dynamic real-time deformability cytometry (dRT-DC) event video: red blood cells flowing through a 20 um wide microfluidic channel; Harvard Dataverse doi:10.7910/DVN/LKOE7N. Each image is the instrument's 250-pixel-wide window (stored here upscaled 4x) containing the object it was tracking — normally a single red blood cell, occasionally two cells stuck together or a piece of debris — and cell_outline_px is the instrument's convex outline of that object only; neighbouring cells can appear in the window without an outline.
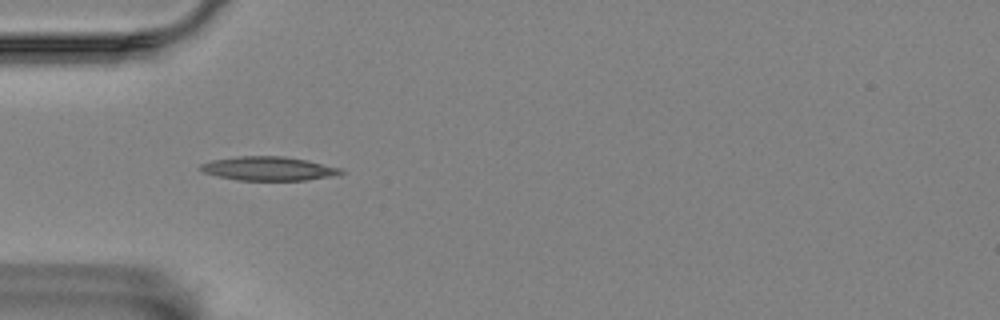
{"species": "Egyptian fruit bat (a non-hibernating species)", "species_latin": "Rousettus aegyptiacus", "temperature_condition": "room temperature", "stored_images_in_passage": 2, "camera_frame_rate_fps": 3000, "um_per_image_px": 0.085, "animal": {"sex": "female"}, "frame": {"image": 1, "passage_image": 1, "time_ms": 0.0, "image_size_px": [1000, 320], "cell_outline_px": [[344, 172], [328, 176], [304, 180], [236, 180], [204, 172], [200, 168], [200, 164], [212, 160], [240, 156], [284, 156], [308, 160], [340, 168]], "centroid_in_image_um": [22.8, 14.32], "position_along_channel_um": 62.2, "area_um2": 19.19}}
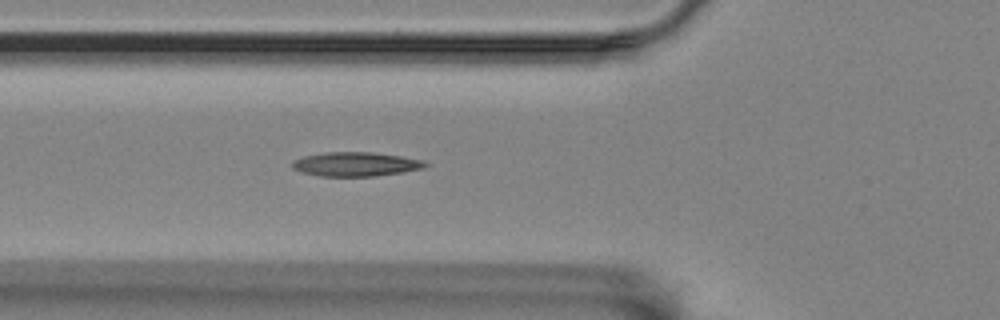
{"frame": {"image": 2, "passage_image": 2, "time_ms": 1.0, "image_size_px": [1000, 320], "cell_outline_px": [[428, 164], [424, 168], [404, 172], [376, 176], [320, 176], [304, 172], [292, 168], [292, 160], [304, 156], [324, 152], [372, 152], [400, 156], [420, 160]], "centroid_in_image_um": [30.22, 13.95], "position_along_channel_um": 95.6, "area_um2": 18.61}}